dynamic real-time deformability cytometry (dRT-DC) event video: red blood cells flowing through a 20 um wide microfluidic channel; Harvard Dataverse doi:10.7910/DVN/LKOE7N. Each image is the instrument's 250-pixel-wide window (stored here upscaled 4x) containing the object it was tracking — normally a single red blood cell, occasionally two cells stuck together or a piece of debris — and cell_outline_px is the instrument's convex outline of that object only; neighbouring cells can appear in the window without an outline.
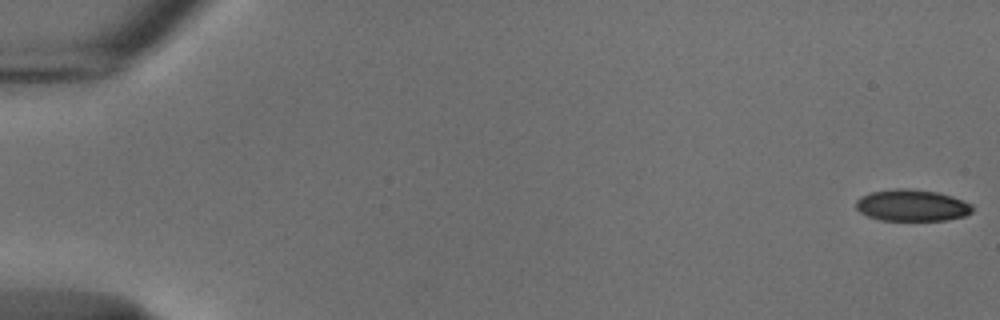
{"species": "common noctule bat (a hibernating species)", "species_latin": "Nyctalus noctula", "temperature_condition": "cold", "stored_images_in_passage": 55, "camera_frame_rate_fps": 3000, "um_per_image_px": 0.085, "animal": {"sex": "male", "body_mass_g": 18.8}, "frame": {"image": 1, "passage_image": 1, "time_ms": 0.0, "image_size_px": [1000, 320], "cell_outline_px": [[972, 212], [964, 216], [948, 220], [880, 220], [868, 216], [860, 212], [856, 208], [856, 200], [860, 196], [868, 192], [892, 188], [908, 188], [936, 192], [952, 196], [972, 204]], "centroid_in_image_um": [77.48, 17.44], "position_along_channel_um": 7.5, "area_um2": 21.62}}
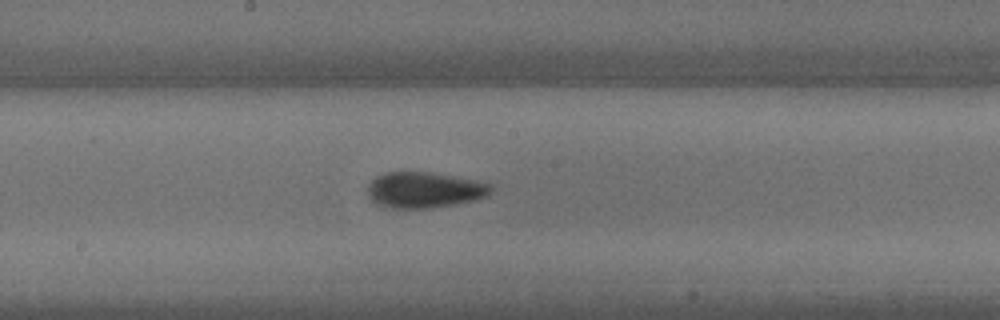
{"frame": {"image": 2, "passage_image": 30, "time_ms": 9.667, "image_size_px": [1000, 320], "cell_outline_px": [[492, 192], [488, 196], [476, 200], [456, 204], [432, 208], [388, 208], [376, 204], [368, 196], [368, 184], [376, 176], [384, 172], [428, 172], [476, 180], [492, 184]], "centroid_in_image_um": [36.08, 16.15], "position_along_channel_um": 212.1, "area_um2": 26.01}}
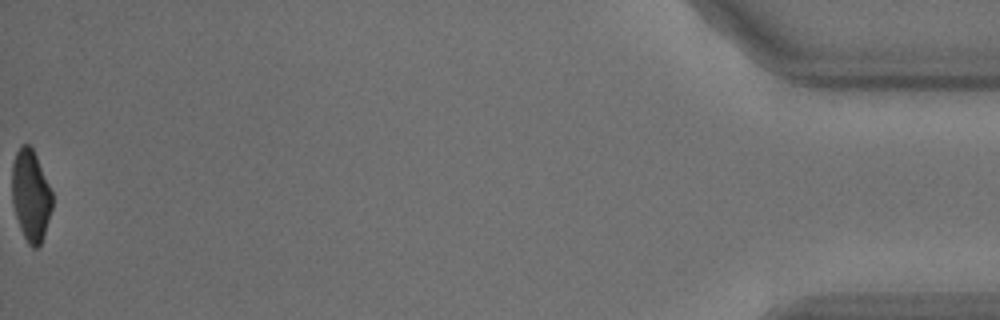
{"frame": {"image": 3, "passage_image": 55, "time_ms": 18.0, "image_size_px": [1000, 320], "cell_outline_px": [[52, 208], [44, 236], [40, 244], [36, 248], [32, 248], [28, 244], [20, 228], [12, 204], [12, 164], [16, 152], [20, 144], [28, 144], [32, 148], [36, 156], [52, 192]], "centroid_in_image_um": [2.6, 16.62], "position_along_channel_um": 432.6, "area_um2": 21.39}, "authors_computed_cell_mechanics": {"area_um2": 23.8714, "velocity_mm_per_s": 3.7587, "shape_relaxation_time_tau1_ms": 6.4305, "shape_relaxation_time_tau2_ms": 4.0498, "deformation_change_tau1": 0.1413, "deformation_change_tau2": 0.0687}}